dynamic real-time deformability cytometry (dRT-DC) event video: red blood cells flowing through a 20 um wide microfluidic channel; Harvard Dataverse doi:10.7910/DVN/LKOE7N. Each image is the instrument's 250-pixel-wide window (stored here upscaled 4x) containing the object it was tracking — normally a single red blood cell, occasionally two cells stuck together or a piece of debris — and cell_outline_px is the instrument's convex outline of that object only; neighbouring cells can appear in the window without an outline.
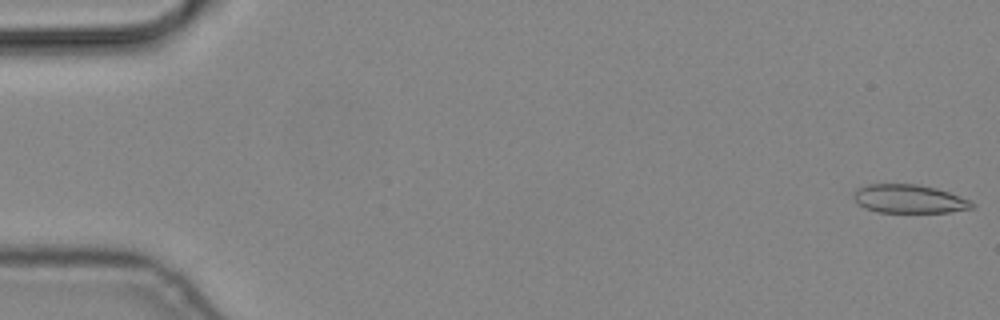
{"species": "common noctule bat (a hibernating species)", "species_latin": "Nyctalus noctula", "temperature_condition": "cold", "stored_images_in_passage": 4, "camera_frame_rate_fps": 3000, "um_per_image_px": 0.085, "animal": {"sex": "male", "body_mass_g": 19.2, "forearm_length_mm": 51.8}, "frame": {"image": 1, "passage_image": 1, "time_ms": 0.0, "image_size_px": [1000, 320], "cell_outline_px": [[976, 208], [948, 212], [876, 212], [864, 208], [852, 196], [852, 192], [856, 188], [868, 184], [920, 184], [936, 188], [972, 200], [976, 204]], "centroid_in_image_um": [77.3, 16.9], "position_along_channel_um": 7.7, "area_um2": 19.94}}
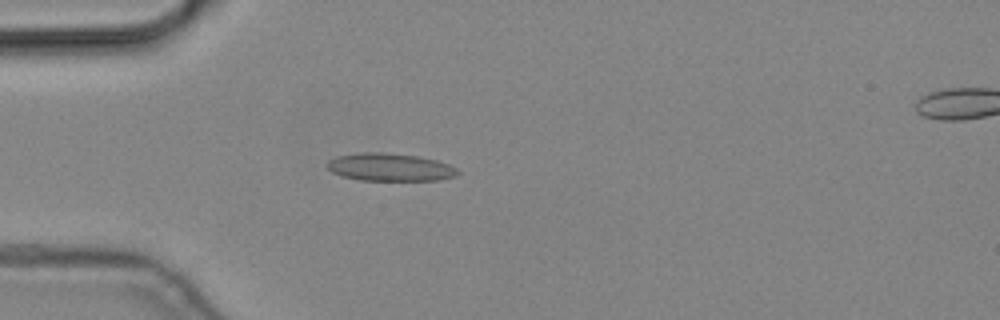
{"frame": {"image": 2, "passage_image": 3, "time_ms": 0.667, "image_size_px": [1000, 320], "cell_outline_px": [[460, 172], [456, 176], [440, 180], [360, 180], [344, 176], [332, 172], [324, 164], [328, 160], [336, 156], [360, 152], [380, 152], [416, 156], [436, 160], [448, 164], [456, 168]], "centroid_in_image_um": [33.12, 14.21], "position_along_channel_um": 51.9, "area_um2": 21.1}}